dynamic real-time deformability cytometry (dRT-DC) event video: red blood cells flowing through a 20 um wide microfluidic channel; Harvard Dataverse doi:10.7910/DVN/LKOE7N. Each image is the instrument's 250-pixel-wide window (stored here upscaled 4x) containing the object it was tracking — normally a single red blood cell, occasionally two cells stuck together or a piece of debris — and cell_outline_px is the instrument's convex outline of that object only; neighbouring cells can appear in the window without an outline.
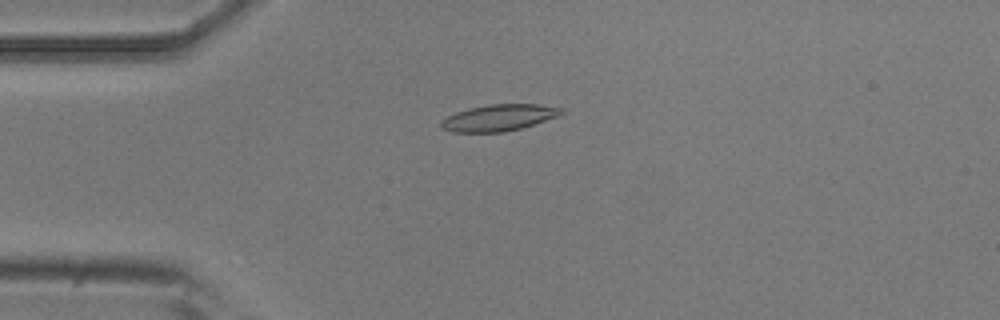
{"species": "common noctule bat (a hibernating species)", "species_latin": "Nyctalus noctula", "temperature_condition": "room temperature", "stored_images_in_passage": 7, "camera_frame_rate_fps": 3000, "um_per_image_px": 0.085, "animal": {"sex": "male", "body_mass_g": 20.5, "forearm_length_mm": 52.5}, "frame": {"image": 1, "passage_image": 4, "time_ms": 1.0, "image_size_px": [1000, 320], "cell_outline_px": [[564, 112], [556, 116], [520, 128], [504, 132], [452, 132], [440, 128], [440, 120], [456, 112], [468, 108], [488, 104], [540, 104], [564, 108]], "centroid_in_image_um": [42.35, 9.99], "position_along_channel_um": 42.7, "area_um2": 18.5}}
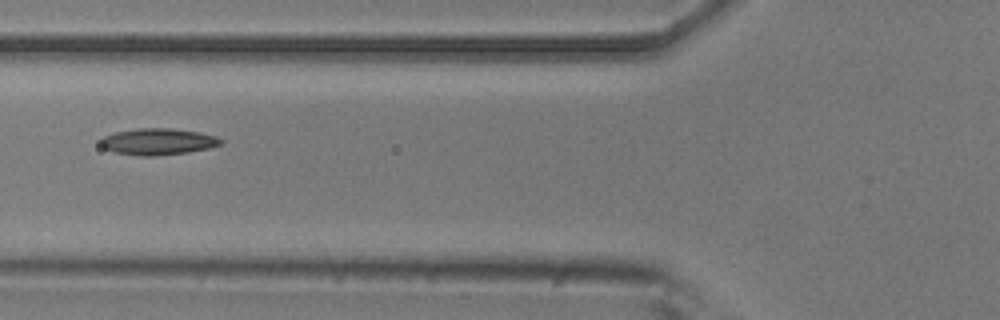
{"frame": {"image": 2, "passage_image": 6, "time_ms": 1.667, "image_size_px": [1000, 320], "cell_outline_px": [[224, 144], [208, 148], [188, 152], [152, 156], [144, 156], [112, 152], [104, 148], [100, 144], [100, 140], [104, 136], [116, 132], [136, 128], [172, 128], [200, 132], [216, 136], [224, 140]], "centroid_in_image_um": [13.45, 12.03], "position_along_channel_um": 112.3, "area_um2": 18.67}}
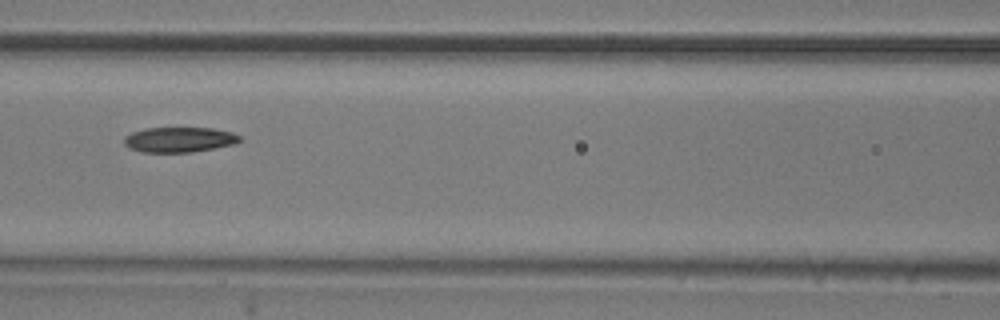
{"frame": {"image": 3, "passage_image": 7, "time_ms": 2.0, "image_size_px": [1000, 320], "cell_outline_px": [[244, 140], [232, 144], [192, 152], [140, 152], [128, 148], [124, 144], [124, 136], [132, 132], [144, 128], [212, 128], [232, 132], [240, 136]], "centroid_in_image_um": [15.2, 11.86], "position_along_channel_um": 151.4, "area_um2": 16.99}}